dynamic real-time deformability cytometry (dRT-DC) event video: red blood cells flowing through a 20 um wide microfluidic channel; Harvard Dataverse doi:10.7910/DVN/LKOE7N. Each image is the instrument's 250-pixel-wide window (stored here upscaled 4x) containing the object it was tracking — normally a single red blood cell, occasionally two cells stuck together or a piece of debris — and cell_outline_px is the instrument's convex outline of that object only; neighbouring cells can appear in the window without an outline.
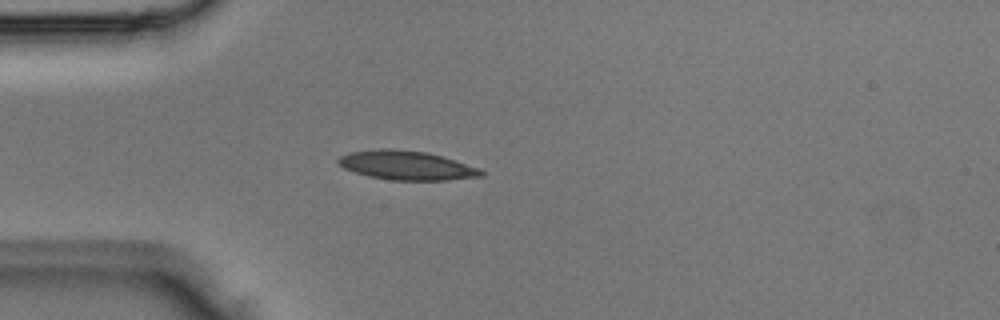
{"species": "Egyptian fruit bat (a non-hibernating species)", "species_latin": "Rousettus aegyptiacus", "temperature_condition": "room temperature", "stored_images_in_passage": 1, "camera_frame_rate_fps": 3000, "um_per_image_px": 0.085, "animal": {"sex": "male"}, "frame": {"image": 1, "passage_image": 1, "time_ms": 0.0, "image_size_px": [1000, 320], "cell_outline_px": [[484, 176], [448, 180], [392, 180], [368, 176], [344, 168], [336, 164], [336, 160], [340, 156], [348, 152], [380, 148], [392, 148], [428, 152], [444, 156], [480, 168], [484, 172]], "centroid_in_image_um": [34.56, 14.04], "position_along_channel_um": 50.4, "area_um2": 24.57}}